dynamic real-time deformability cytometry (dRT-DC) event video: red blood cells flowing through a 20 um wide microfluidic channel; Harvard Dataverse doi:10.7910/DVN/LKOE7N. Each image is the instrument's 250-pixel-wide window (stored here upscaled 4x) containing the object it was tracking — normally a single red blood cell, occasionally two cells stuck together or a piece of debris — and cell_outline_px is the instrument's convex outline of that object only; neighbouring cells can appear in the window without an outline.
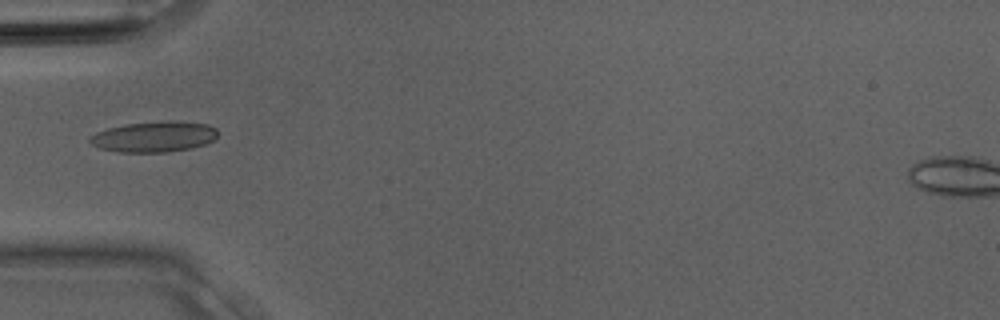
{"species": "Egyptian fruit bat (a non-hibernating species)", "species_latin": "Rousettus aegyptiacus", "temperature_condition": "room temperature", "stored_images_in_passage": 17, "camera_frame_rate_fps": 3000, "um_per_image_px": 0.085, "animal": {"sex": "male"}, "frame": {"image": 1, "passage_image": 8, "time_ms": 2.333, "image_size_px": [1000, 320], "cell_outline_px": [[216, 136], [212, 140], [204, 144], [192, 148], [168, 152], [120, 152], [100, 148], [92, 144], [88, 140], [88, 136], [96, 132], [108, 128], [124, 124], [164, 120], [172, 120], [208, 124], [216, 128]], "centroid_in_image_um": [13.07, 11.61], "position_along_channel_um": 71.9, "area_um2": 23.0}}